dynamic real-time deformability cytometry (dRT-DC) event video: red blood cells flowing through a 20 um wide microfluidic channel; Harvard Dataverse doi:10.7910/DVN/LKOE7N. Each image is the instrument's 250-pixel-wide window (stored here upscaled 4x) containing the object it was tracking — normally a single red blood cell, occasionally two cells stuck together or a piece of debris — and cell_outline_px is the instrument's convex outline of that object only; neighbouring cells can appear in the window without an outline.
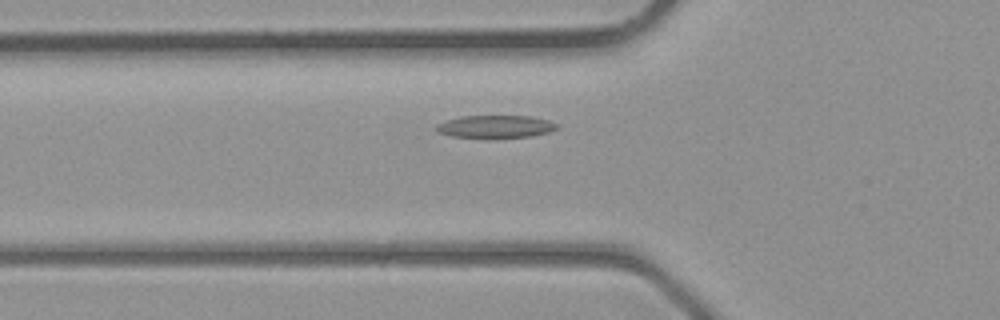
{"species": "common noctule bat (a hibernating species)", "species_latin": "Nyctalus noctula", "temperature_condition": "room temperature", "stored_images_in_passage": 32, "camera_frame_rate_fps": 3000, "um_per_image_px": 0.085, "animal": {"sex": "male", "body_mass_g": 23.1, "forearm_length_mm": 52.7}, "frame": {"image": 1, "passage_image": 6, "time_ms": 1.667, "image_size_px": [1000, 320], "cell_outline_px": [[556, 128], [548, 132], [532, 136], [452, 136], [440, 132], [436, 128], [436, 124], [444, 120], [460, 116], [532, 116], [548, 120], [556, 124]], "centroid_in_image_um": [42.1, 10.72], "position_along_channel_um": 83.7, "area_um2": 15.26}}
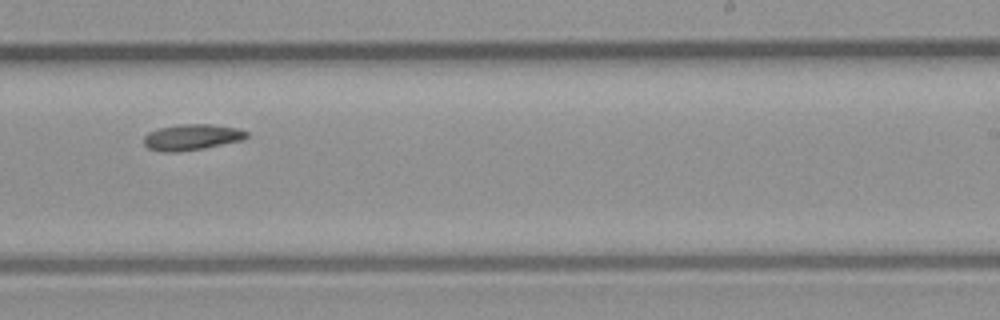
{"frame": {"image": 2, "passage_image": 17, "time_ms": 5.333, "image_size_px": [1000, 320], "cell_outline_px": [[248, 136], [240, 140], [204, 148], [180, 152], [160, 152], [148, 148], [144, 144], [144, 136], [148, 132], [160, 128], [184, 124], [212, 124], [240, 128], [248, 132]], "centroid_in_image_um": [16.29, 11.66], "position_along_channel_um": 272.7, "area_um2": 15.55}}
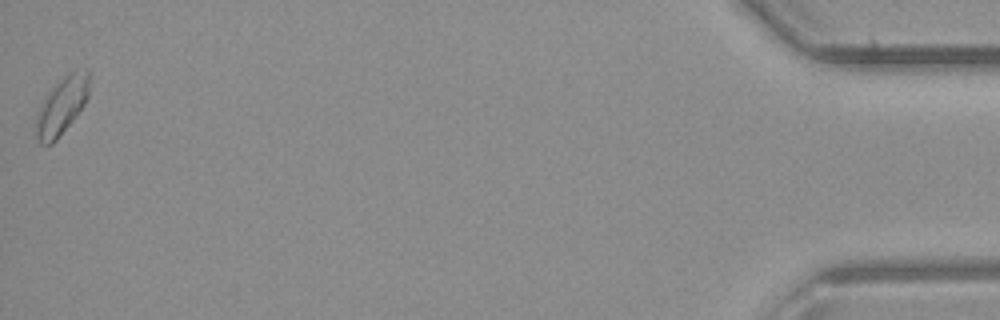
{"frame": {"image": 3, "passage_image": 32, "time_ms": 10.333, "image_size_px": [1000, 320], "cell_outline_px": [[88, 96], [84, 104], [72, 120], [56, 140], [52, 144], [40, 144], [36, 136], [36, 112], [44, 96], [56, 80], [68, 72], [84, 68], [88, 68]], "centroid_in_image_um": [5.21, 8.94], "position_along_channel_um": 430.0, "area_um2": 17.98}}